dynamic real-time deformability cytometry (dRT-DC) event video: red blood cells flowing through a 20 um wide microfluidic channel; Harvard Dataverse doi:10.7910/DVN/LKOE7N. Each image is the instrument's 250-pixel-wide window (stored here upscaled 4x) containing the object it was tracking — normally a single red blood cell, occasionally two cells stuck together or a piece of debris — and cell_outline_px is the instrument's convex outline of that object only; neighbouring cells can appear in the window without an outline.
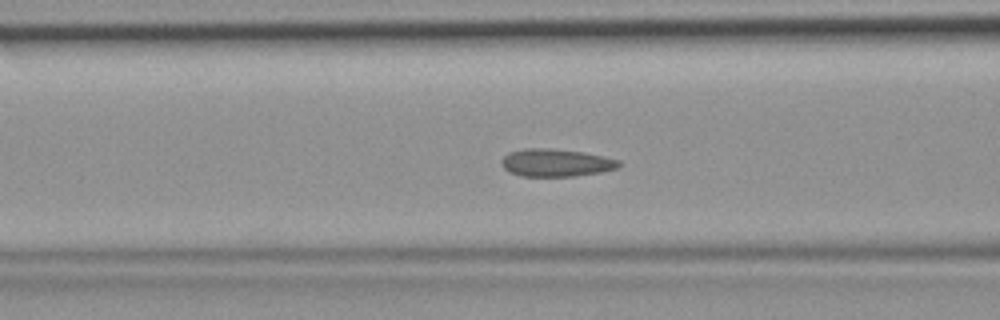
{"species": "common noctule bat (a hibernating species)", "species_latin": "Nyctalus noctula", "temperature_condition": "room temperature", "stored_images_in_passage": 47, "camera_frame_rate_fps": 3000, "um_per_image_px": 0.085, "animal": {"sex": "female", "body_mass_g": 19.9}, "frame": {"image": 1, "passage_image": 18, "time_ms": 5.667, "image_size_px": [1000, 320], "cell_outline_px": [[620, 164], [616, 168], [600, 172], [572, 176], [520, 176], [508, 172], [500, 164], [500, 160], [508, 152], [524, 148], [548, 148], [584, 152], [604, 156], [620, 160]], "centroid_in_image_um": [47.2, 13.82], "position_along_channel_um": 119.4, "area_um2": 19.02}}
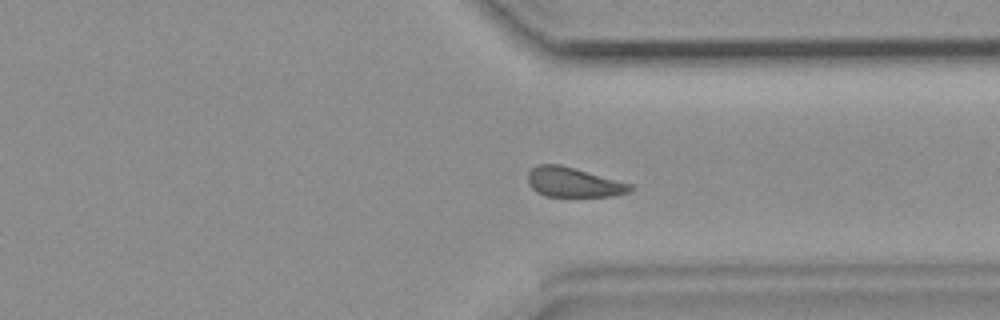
{"frame": {"image": 2, "passage_image": 35, "time_ms": 11.333, "image_size_px": [1000, 320], "cell_outline_px": [[632, 188], [628, 192], [616, 196], [544, 196], [536, 192], [528, 184], [528, 172], [536, 164], [560, 164], [632, 184]], "centroid_in_image_um": [48.71, 15.49], "position_along_channel_um": 362.7, "area_um2": 17.69}}
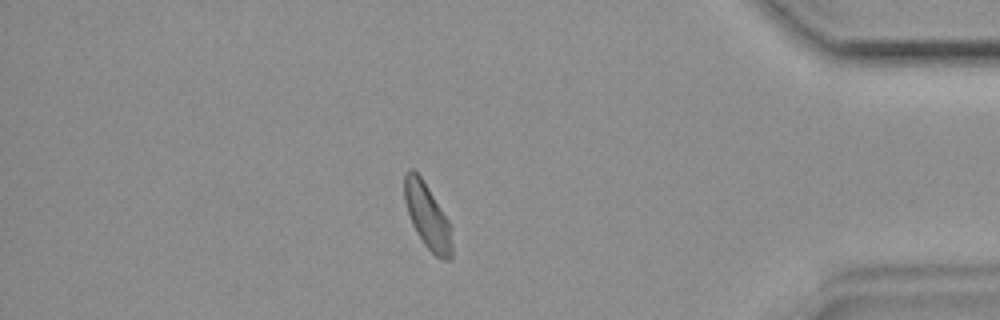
{"frame": {"image": 3, "passage_image": 40, "time_ms": 13.0, "image_size_px": [1000, 320], "cell_outline_px": [[452, 260], [444, 260], [436, 256], [424, 244], [416, 232], [412, 224], [404, 200], [404, 176], [408, 168], [412, 168], [420, 176], [428, 188], [448, 220], [452, 244]], "centroid_in_image_um": [36.31, 18.38], "position_along_channel_um": 398.9, "area_um2": 17.74}}